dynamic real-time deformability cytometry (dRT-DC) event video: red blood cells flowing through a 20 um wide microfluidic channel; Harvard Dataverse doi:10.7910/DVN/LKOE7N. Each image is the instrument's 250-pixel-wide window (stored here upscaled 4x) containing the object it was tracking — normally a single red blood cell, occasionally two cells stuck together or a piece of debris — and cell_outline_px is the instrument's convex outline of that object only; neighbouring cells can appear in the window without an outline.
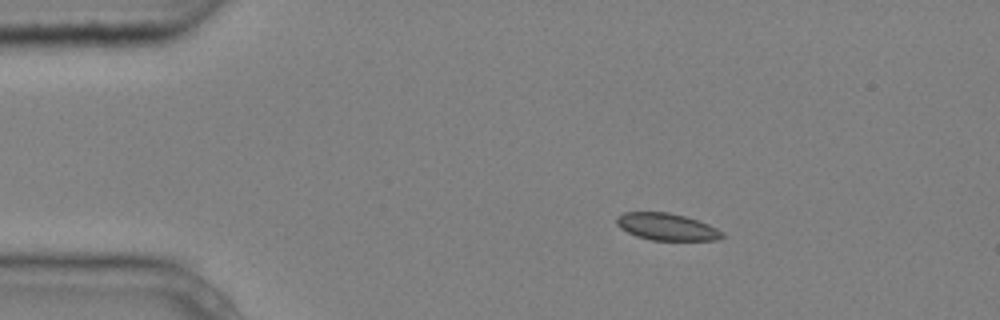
{"species": "common noctule bat (a hibernating species)", "species_latin": "Nyctalus noctula", "temperature_condition": "cold", "stored_images_in_passage": 5, "camera_frame_rate_fps": 3000, "um_per_image_px": 0.085, "animal": {"sex": "male", "body_mass_g": 20.4}, "frame": {"image": 1, "passage_image": 2, "time_ms": 0.333, "image_size_px": [1000, 320], "cell_outline_px": [[724, 236], [716, 240], [652, 240], [636, 236], [620, 228], [616, 224], [616, 216], [624, 212], [668, 212], [684, 216], [708, 224], [724, 232]], "centroid_in_image_um": [56.65, 19.27], "position_along_channel_um": 28.4, "area_um2": 16.59}}
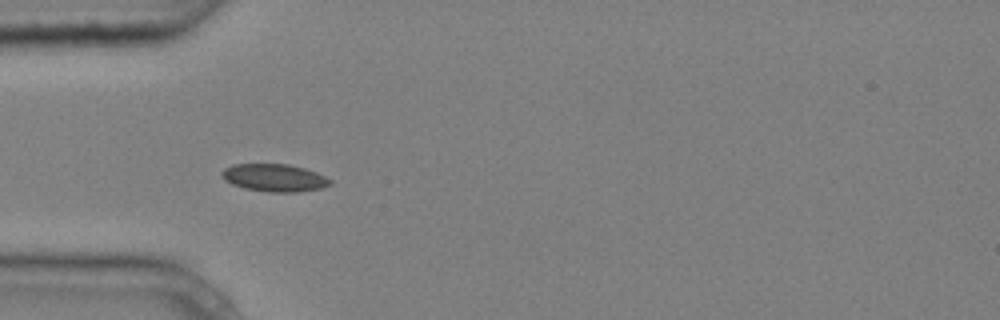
{"frame": {"image": 2, "passage_image": 4, "time_ms": 1.0, "image_size_px": [1000, 320], "cell_outline_px": [[332, 184], [320, 188], [300, 192], [268, 192], [244, 188], [232, 184], [224, 180], [220, 176], [220, 172], [224, 168], [232, 164], [288, 164], [304, 168], [316, 172], [332, 180]], "centroid_in_image_um": [23.29, 15.11], "position_along_channel_um": 61.7, "area_um2": 17.57}}
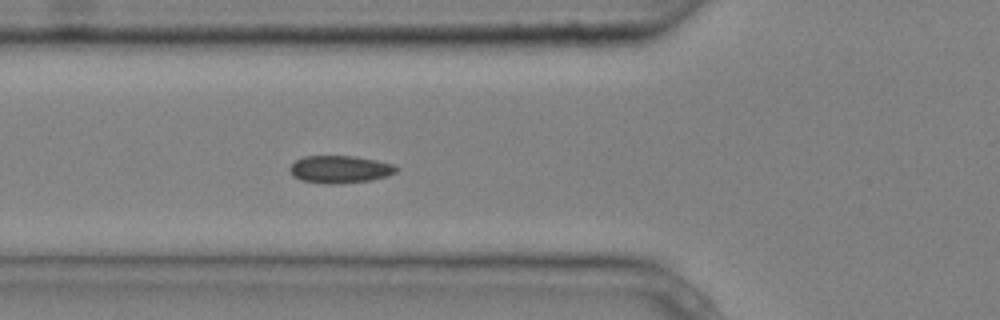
{"frame": {"image": 3, "passage_image": 5, "time_ms": 1.333, "image_size_px": [1000, 320], "cell_outline_px": [[400, 168], [396, 172], [388, 176], [368, 180], [336, 184], [328, 184], [300, 180], [292, 176], [288, 168], [296, 160], [304, 156], [356, 156], [376, 160], [392, 164]], "centroid_in_image_um": [28.88, 14.39], "position_along_channel_um": 96.9, "area_um2": 17.11}}